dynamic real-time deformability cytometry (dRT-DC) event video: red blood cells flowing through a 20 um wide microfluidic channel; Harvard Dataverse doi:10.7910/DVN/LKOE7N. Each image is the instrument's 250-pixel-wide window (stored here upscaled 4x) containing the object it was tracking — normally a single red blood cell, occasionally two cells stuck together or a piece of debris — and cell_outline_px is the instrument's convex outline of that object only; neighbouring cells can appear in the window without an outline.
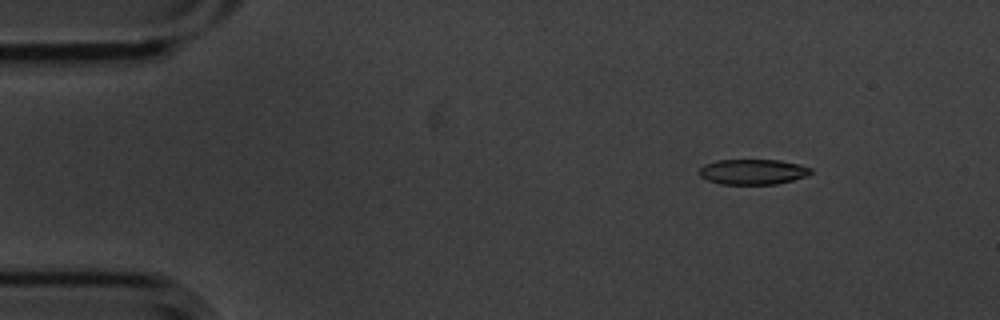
{"species": "common noctule bat (a hibernating species)", "species_latin": "Nyctalus noctula", "temperature_condition": "cold", "stored_images_in_passage": 7, "camera_frame_rate_fps": 3000, "um_per_image_px": 0.085, "animal": {"sex": "male", "body_mass_g": 20.1, "forearm_length_mm": 53.5}, "frame": {"image": 1, "passage_image": 2, "time_ms": 0.333, "image_size_px": [1000, 320], "cell_outline_px": [[812, 172], [804, 176], [792, 180], [776, 184], [720, 184], [708, 180], [700, 176], [696, 172], [704, 164], [716, 160], [780, 160], [800, 164], [812, 168]], "centroid_in_image_um": [63.95, 14.59], "position_along_channel_um": 21.0, "area_um2": 16.53}}
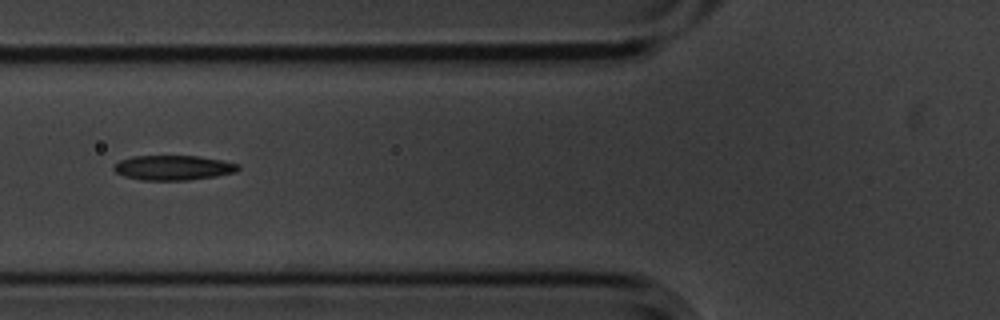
{"frame": {"image": 2, "passage_image": 6, "time_ms": 1.667, "image_size_px": [1000, 320], "cell_outline_px": [[240, 168], [236, 172], [216, 176], [184, 180], [140, 180], [124, 176], [116, 172], [112, 168], [120, 160], [132, 156], [196, 156], [220, 160], [240, 164]], "centroid_in_image_um": [14.72, 14.25], "position_along_channel_um": 111.1, "area_um2": 17.86}}
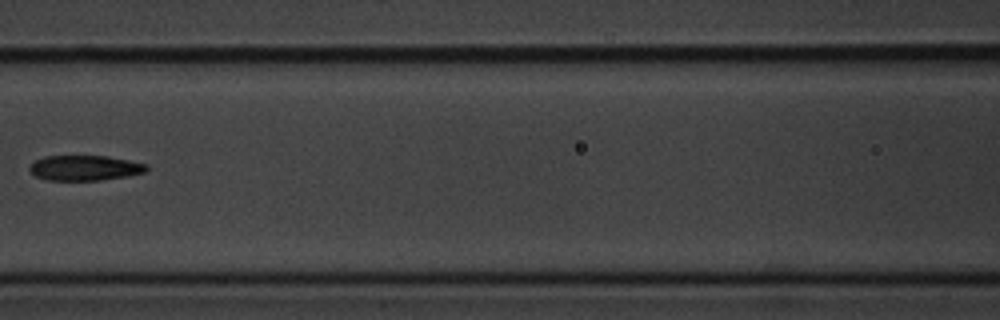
{"frame": {"image": 3, "passage_image": 7, "time_ms": 2.0, "image_size_px": [1000, 320], "cell_outline_px": [[148, 168], [144, 172], [128, 176], [100, 180], [48, 180], [36, 176], [28, 168], [36, 160], [44, 156], [108, 156], [148, 164]], "centroid_in_image_um": [7.23, 14.27], "position_along_channel_um": 159.4, "area_um2": 17.05}}